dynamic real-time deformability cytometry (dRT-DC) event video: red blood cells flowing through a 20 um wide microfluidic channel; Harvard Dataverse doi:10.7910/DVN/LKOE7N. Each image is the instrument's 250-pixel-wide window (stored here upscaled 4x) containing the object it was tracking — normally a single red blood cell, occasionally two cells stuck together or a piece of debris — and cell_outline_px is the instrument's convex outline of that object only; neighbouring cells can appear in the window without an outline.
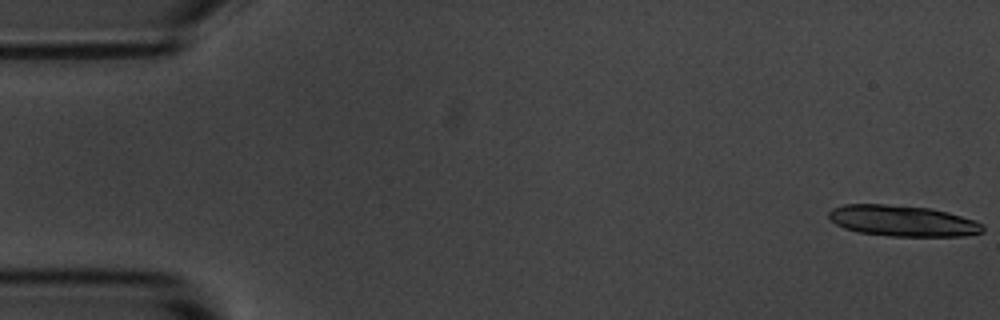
{"species": "common noctule bat (a hibernating species)", "species_latin": "Nyctalus noctula", "temperature_condition": "room temperature", "stored_images_in_passage": 15, "camera_frame_rate_fps": 3000, "um_per_image_px": 0.085, "animal": {"sex": "male", "body_mass_g": 20.1, "forearm_length_mm": 53.5}, "frame": {"image": 1, "passage_image": 1, "time_ms": 0.0, "image_size_px": [1000, 320], "cell_outline_px": [[984, 232], [964, 236], [892, 236], [856, 232], [844, 228], [836, 224], [828, 216], [828, 212], [832, 208], [844, 204], [884, 204], [932, 208], [948, 212], [984, 224]], "centroid_in_image_um": [76.71, 18.77], "position_along_channel_um": 8.3, "area_um2": 27.86}}